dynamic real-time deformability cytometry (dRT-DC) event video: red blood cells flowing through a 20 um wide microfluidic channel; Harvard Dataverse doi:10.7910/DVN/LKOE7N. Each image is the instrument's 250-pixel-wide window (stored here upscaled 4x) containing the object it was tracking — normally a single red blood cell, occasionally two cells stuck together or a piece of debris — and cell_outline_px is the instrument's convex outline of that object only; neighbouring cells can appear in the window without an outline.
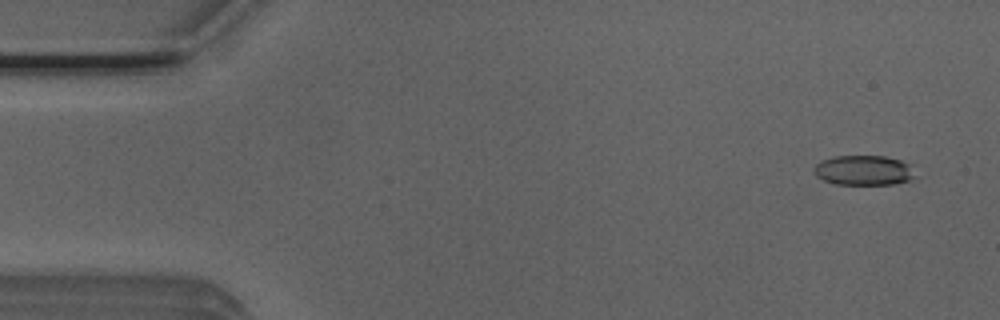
{"species": "Egyptian fruit bat (a non-hibernating species)", "species_latin": "Rousettus aegyptiacus", "temperature_condition": "room temperature", "stored_images_in_passage": 52, "camera_frame_rate_fps": 3000, "um_per_image_px": 0.085, "animal": {"sex": "male"}, "frame": {"image": 1, "passage_image": 3, "time_ms": 0.667, "image_size_px": [1000, 320], "cell_outline_px": [[916, 176], [908, 180], [896, 184], [836, 184], [824, 180], [816, 176], [812, 172], [812, 168], [820, 160], [836, 156], [884, 156], [900, 160], [908, 164]], "centroid_in_image_um": [73.36, 14.47], "position_along_channel_um": 11.6, "area_um2": 17.63}}
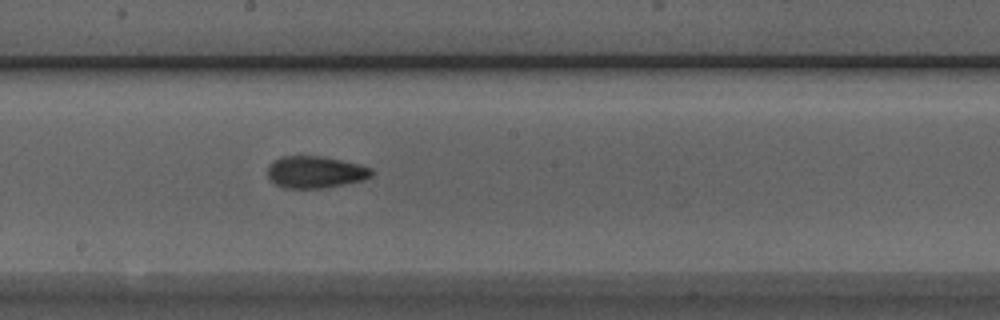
{"frame": {"image": 2, "passage_image": 28, "time_ms": 9.0, "image_size_px": [1000, 320], "cell_outline_px": [[372, 176], [364, 180], [324, 188], [284, 188], [276, 184], [268, 176], [268, 164], [272, 160], [284, 156], [320, 156], [360, 164], [372, 168]], "centroid_in_image_um": [26.8, 14.62], "position_along_channel_um": 221.4, "area_um2": 19.36}}
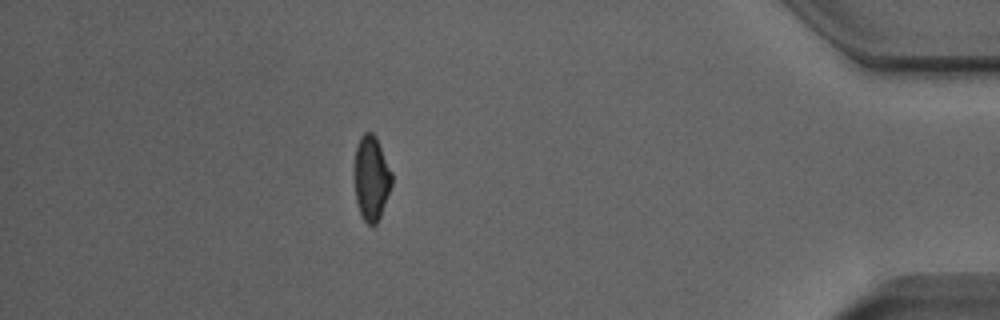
{"frame": {"image": 3, "passage_image": 46, "time_ms": 15.0, "image_size_px": [1000, 320], "cell_outline_px": [[392, 184], [380, 216], [376, 224], [372, 228], [364, 220], [360, 212], [356, 200], [352, 168], [356, 148], [360, 136], [364, 132], [372, 132], [376, 136], [392, 172]], "centroid_in_image_um": [31.53, 15.12], "position_along_channel_um": 403.7, "area_um2": 18.84}, "authors_computed_cell_mechanics": {"area_um2": 18.8428, "velocity_mm_per_s": 3.8975, "shape_relaxation_time_tau1_ms": 5.4146, "shape_relaxation_time_tau2_ms": 2.2476, "deformation_change_tau1": 0.133, "deformation_change_tau2": 0.0891}}